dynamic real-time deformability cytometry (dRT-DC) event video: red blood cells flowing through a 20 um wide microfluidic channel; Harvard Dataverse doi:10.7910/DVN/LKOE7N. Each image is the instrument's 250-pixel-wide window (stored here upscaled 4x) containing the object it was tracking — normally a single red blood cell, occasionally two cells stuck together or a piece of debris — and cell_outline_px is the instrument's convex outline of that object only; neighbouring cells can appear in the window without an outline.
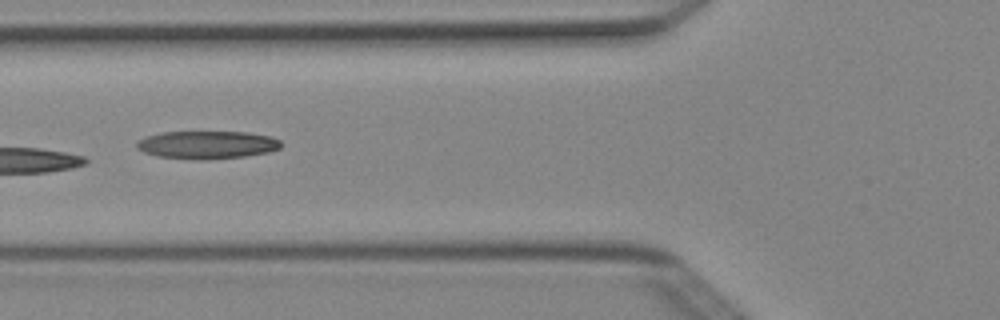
{"species": "Egyptian fruit bat (a non-hibernating species)", "species_latin": "Rousettus aegyptiacus", "temperature_condition": "cold", "stored_images_in_passage": 7, "camera_frame_rate_fps": 3000, "um_per_image_px": 0.085, "animal": {"sex": "female"}, "frame": {"image": 1, "passage_image": 6, "time_ms": 1.667, "image_size_px": [1000, 320], "cell_outline_px": [[280, 148], [268, 152], [244, 156], [196, 160], [156, 156], [144, 152], [136, 148], [136, 144], [140, 140], [148, 136], [160, 132], [244, 132], [272, 136], [280, 140]], "centroid_in_image_um": [17.59, 12.31], "position_along_channel_um": 108.2, "area_um2": 23.29}}
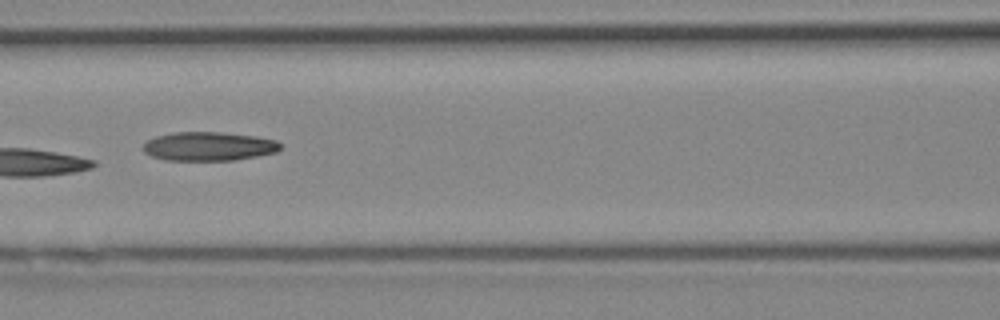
{"frame": {"image": 2, "passage_image": 7, "time_ms": 2.0, "image_size_px": [1000, 320], "cell_outline_px": [[280, 148], [276, 152], [256, 156], [232, 160], [164, 160], [152, 156], [144, 152], [140, 148], [148, 140], [156, 136], [172, 132], [220, 132], [256, 136], [276, 140], [280, 144]], "centroid_in_image_um": [17.7, 12.43], "position_along_channel_um": 148.9, "area_um2": 23.06}}